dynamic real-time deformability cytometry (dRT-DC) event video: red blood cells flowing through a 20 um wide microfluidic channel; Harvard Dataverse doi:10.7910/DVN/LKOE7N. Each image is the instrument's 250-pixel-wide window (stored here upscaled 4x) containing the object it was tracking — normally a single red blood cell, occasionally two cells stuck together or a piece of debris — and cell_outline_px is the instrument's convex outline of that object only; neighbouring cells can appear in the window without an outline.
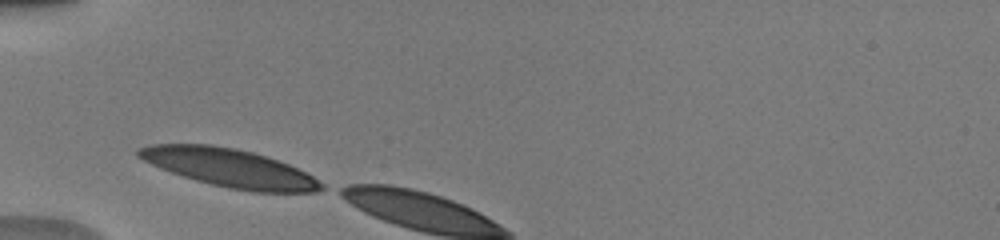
{"species": "human", "species_latin": "Homo sapiens", "temperature_condition": "warm", "stored_images_in_passage": 2, "camera_frame_rate_fps": 3000, "um_per_image_px": 0.085, "donor": {"sex": "male"}, "frame": {"image": 1, "passage_image": 1, "time_ms": 0.0, "image_size_px": [1000, 240], "cell_outline_px": [[324, 188], [316, 192], [252, 192], [228, 188], [196, 180], [160, 168], [136, 156], [136, 148], [148, 144], [212, 144], [236, 148], [268, 156], [288, 164], [312, 176], [324, 184]], "centroid_in_image_um": [19.49, 14.26], "position_along_channel_um": 65.5, "area_um2": 40.69}}